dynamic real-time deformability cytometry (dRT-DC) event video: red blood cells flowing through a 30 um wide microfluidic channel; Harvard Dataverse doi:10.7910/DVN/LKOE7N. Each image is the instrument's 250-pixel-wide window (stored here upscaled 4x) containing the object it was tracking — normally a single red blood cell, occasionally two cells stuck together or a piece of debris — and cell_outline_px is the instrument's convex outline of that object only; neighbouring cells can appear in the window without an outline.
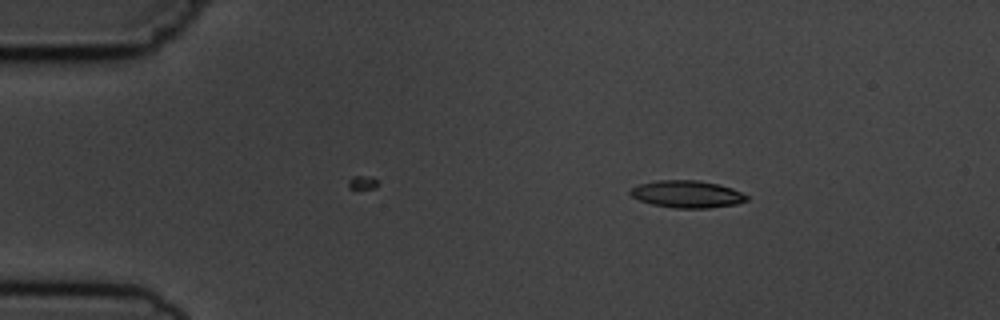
{"species": "common noctule bat (a hibernating species)", "species_latin": "Nyctalus noctula", "temperature_condition": "cold", "stored_images_in_passage": 3, "camera_frame_rate_fps": 3000, "um_per_image_px": 0.085, "animal": {"sex": "male", "body_mass_g": 19.5, "forearm_length_mm": 54.6}, "frame": {"image": 1, "passage_image": 1, "time_ms": 0.0, "image_size_px": [1000, 320], "cell_outline_px": [[748, 200], [736, 204], [708, 208], [672, 208], [652, 204], [640, 200], [632, 196], [628, 192], [632, 188], [640, 184], [656, 180], [700, 180], [720, 184], [732, 188], [748, 196]], "centroid_in_image_um": [58.41, 16.5], "position_along_channel_um": 26.6, "area_um2": 18.5}}